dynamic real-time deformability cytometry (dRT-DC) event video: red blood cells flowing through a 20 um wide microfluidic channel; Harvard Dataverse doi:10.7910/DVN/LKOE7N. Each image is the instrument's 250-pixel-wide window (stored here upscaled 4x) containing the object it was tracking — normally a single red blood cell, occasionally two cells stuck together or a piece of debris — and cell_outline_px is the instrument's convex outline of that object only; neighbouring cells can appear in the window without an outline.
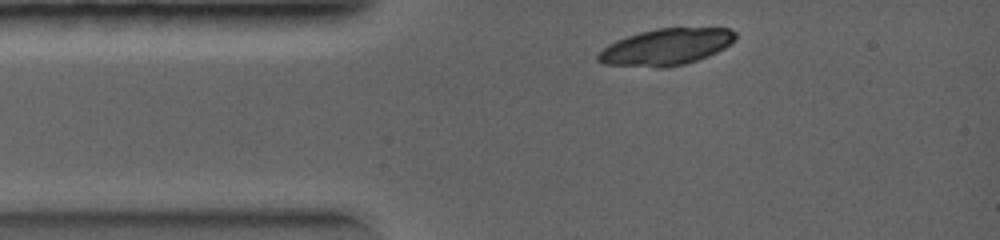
{"species": "common noctule bat (a hibernating species)", "species_latin": "Nyctalus noctula", "temperature_condition": "warm", "stored_images_in_passage": 2, "camera_frame_rate_fps": 5000, "um_per_image_px": 0.085, "animal": {"sex": "female", "body_mass_g": 19.0, "forearm_length_mm": 56.7}, "frame": {"image": 1, "passage_image": 1, "time_ms": 0.0, "image_size_px": [1000, 240], "cell_outline_px": [[736, 36], [724, 48], [708, 56], [684, 64], [664, 68], [656, 68], [604, 64], [596, 60], [596, 56], [608, 44], [616, 40], [640, 32], [656, 28], [728, 28], [736, 32]], "centroid_in_image_um": [56.58, 4.0], "position_along_channel_um": 28.4, "area_um2": 29.13}}